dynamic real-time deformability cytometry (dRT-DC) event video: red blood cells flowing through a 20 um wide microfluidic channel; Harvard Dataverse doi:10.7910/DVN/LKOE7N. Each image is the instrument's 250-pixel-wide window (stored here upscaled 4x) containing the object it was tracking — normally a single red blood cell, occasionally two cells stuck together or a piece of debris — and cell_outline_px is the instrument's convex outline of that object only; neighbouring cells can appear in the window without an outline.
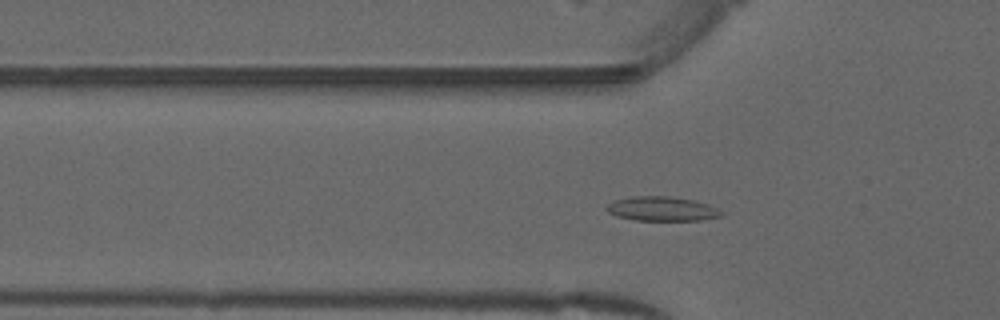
{"species": "common noctule bat (a hibernating species)", "species_latin": "Nyctalus noctula", "temperature_condition": "warm", "stored_images_in_passage": 47, "camera_frame_rate_fps": 3000, "um_per_image_px": 0.085, "animal": {"sex": "male", "forearm_length_mm": 52.5}, "frame": {"image": 1, "passage_image": 12, "time_ms": 3.667, "image_size_px": [1000, 320], "cell_outline_px": [[724, 216], [700, 220], [636, 220], [616, 216], [608, 212], [604, 208], [608, 204], [616, 200], [632, 196], [668, 196], [692, 200], [708, 204], [724, 212]], "centroid_in_image_um": [56.27, 17.75], "position_along_channel_um": 69.5, "area_um2": 16.24}}
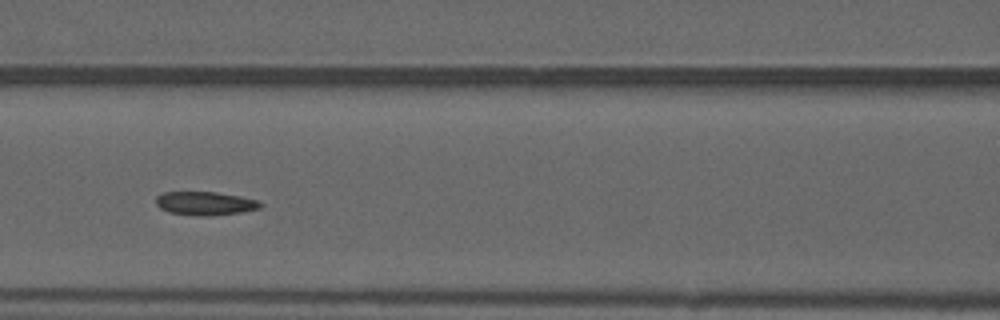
{"frame": {"image": 2, "passage_image": 18, "time_ms": 5.667, "image_size_px": [1000, 320], "cell_outline_px": [[264, 204], [260, 208], [240, 212], [216, 216], [204, 216], [168, 212], [160, 208], [156, 204], [156, 196], [164, 192], [216, 192], [240, 196], [256, 200]], "centroid_in_image_um": [17.44, 17.29], "position_along_channel_um": 149.2, "area_um2": 14.33}}
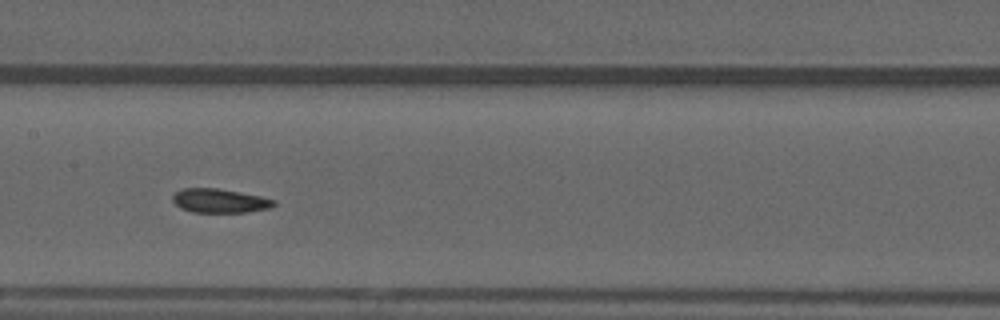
{"frame": {"image": 3, "passage_image": 21, "time_ms": 6.667, "image_size_px": [1000, 320], "cell_outline_px": [[276, 204], [272, 208], [248, 212], [192, 212], [180, 208], [172, 200], [172, 196], [176, 192], [184, 188], [216, 188], [260, 196], [276, 200]], "centroid_in_image_um": [18.69, 17.07], "position_along_channel_um": 188.7, "area_um2": 14.16}, "authors_computed_cell_mechanics": {"area_um2": 14.5078, "velocity_mm_per_s": 3.9655, "shape_relaxation_time_tau1_ms": null, "shape_relaxation_time_tau2_ms": 2.0018, "deformation_change_tau1": null, "deformation_change_tau2": 0.0658}}